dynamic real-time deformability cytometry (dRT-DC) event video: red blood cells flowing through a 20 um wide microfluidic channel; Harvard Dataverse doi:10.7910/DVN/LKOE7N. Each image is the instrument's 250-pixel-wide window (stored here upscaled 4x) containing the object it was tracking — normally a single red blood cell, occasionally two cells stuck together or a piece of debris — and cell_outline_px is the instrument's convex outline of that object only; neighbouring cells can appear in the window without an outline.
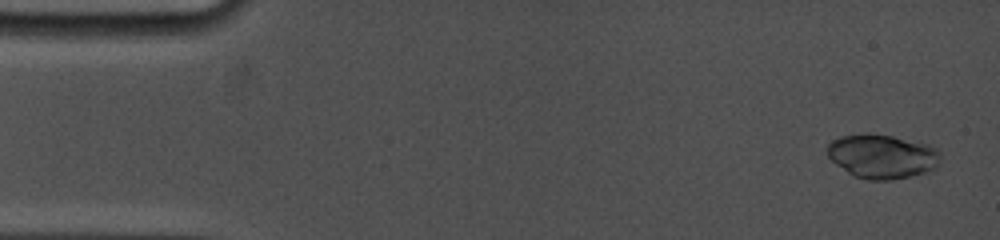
{"species": "common noctule bat (a hibernating species)", "species_latin": "Nyctalus noctula", "temperature_condition": "cold", "stored_images_in_passage": 15, "camera_frame_rate_fps": 5000, "um_per_image_px": 0.085, "animal": {"sex": "female", "body_mass_g": 19.0, "forearm_length_mm": 53.3}, "frame": {"image": 1, "passage_image": 3, "time_ms": 0.6, "image_size_px": [1000, 240], "cell_outline_px": [[940, 156], [936, 168], [932, 172], [892, 180], [868, 180], [852, 176], [836, 164], [828, 156], [828, 144], [832, 140], [840, 136], [868, 132], [892, 136], [928, 144], [936, 148], [940, 152]], "centroid_in_image_um": [75.0, 13.29], "position_along_channel_um": 10.0, "area_um2": 29.54}}
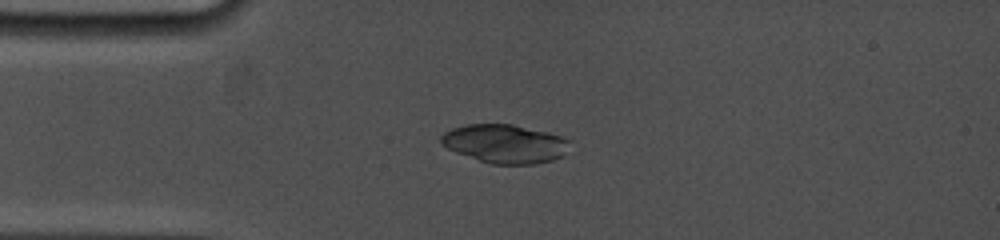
{"frame": {"image": 2, "passage_image": 13, "time_ms": 4.0, "image_size_px": [1000, 240], "cell_outline_px": [[568, 140], [564, 156], [552, 160], [536, 164], [492, 164], [456, 152], [440, 144], [440, 136], [444, 132], [452, 128], [468, 124], [512, 124], [560, 136]], "centroid_in_image_um": [42.87, 12.22], "position_along_channel_um": 42.1, "area_um2": 28.61}}